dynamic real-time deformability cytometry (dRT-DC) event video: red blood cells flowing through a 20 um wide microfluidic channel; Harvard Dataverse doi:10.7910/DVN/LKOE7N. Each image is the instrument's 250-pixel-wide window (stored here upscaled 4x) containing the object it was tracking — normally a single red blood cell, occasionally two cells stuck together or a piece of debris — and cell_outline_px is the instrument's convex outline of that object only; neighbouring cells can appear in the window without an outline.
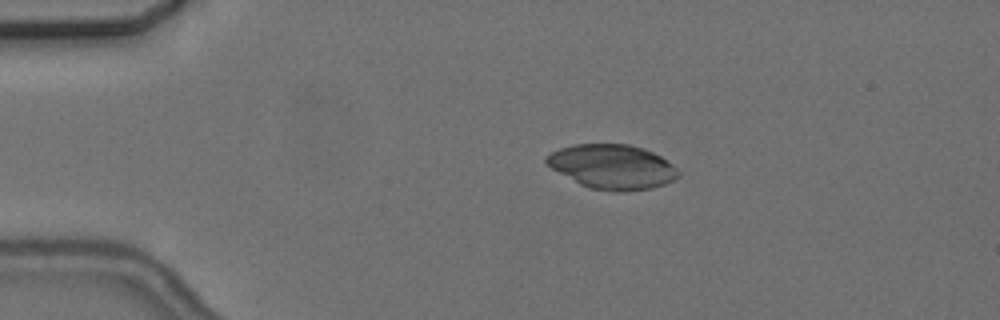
{"species": "common noctule bat (a hibernating species)", "species_latin": "Nyctalus noctula", "temperature_condition": "cold", "stored_images_in_passage": 4, "camera_frame_rate_fps": 3000, "um_per_image_px": 0.085, "animal": {"sex": "female", "body_mass_g": 24.6, "forearm_length_mm": 56.2}, "frame": {"image": 1, "passage_image": 3, "time_ms": 3.667, "image_size_px": [1000, 320], "cell_outline_px": [[680, 176], [664, 184], [652, 188], [624, 192], [616, 192], [592, 188], [580, 184], [552, 168], [544, 160], [544, 156], [560, 148], [572, 144], [628, 144], [644, 148], [660, 156], [672, 164], [680, 172]], "centroid_in_image_um": [52.05, 14.17], "position_along_channel_um": 32.9, "area_um2": 34.1}}